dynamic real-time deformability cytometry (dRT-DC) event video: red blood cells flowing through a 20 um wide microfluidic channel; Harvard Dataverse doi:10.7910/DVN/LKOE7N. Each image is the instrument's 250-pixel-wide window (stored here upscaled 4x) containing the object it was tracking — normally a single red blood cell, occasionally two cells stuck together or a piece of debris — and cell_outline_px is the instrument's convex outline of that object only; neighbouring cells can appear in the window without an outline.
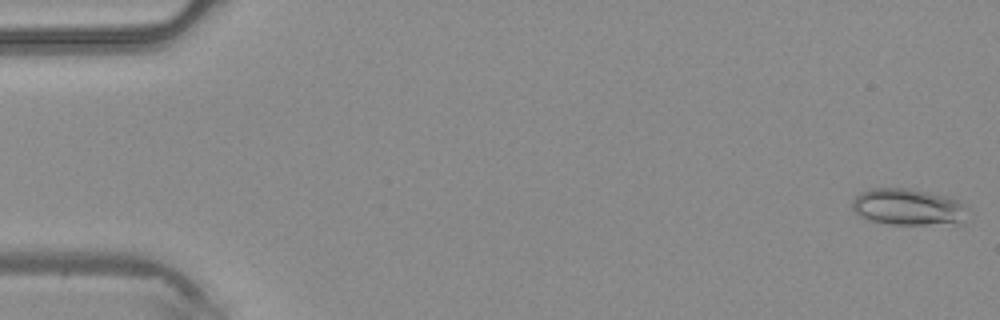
{"species": "common noctule bat (a hibernating species)", "species_latin": "Nyctalus noctula", "temperature_condition": "warm", "stored_images_in_passage": 5, "camera_frame_rate_fps": 3000, "um_per_image_px": 0.085, "animal": {"sex": "male", "body_mass_g": 20.4}, "frame": {"image": 1, "passage_image": 1, "time_ms": 0.0, "image_size_px": [1000, 320], "cell_outline_px": [[968, 208], [964, 224], [888, 224], [872, 220], [860, 216], [852, 208], [852, 200], [860, 192], [872, 188], [904, 188], [948, 196], [956, 200]], "centroid_in_image_um": [77.22, 17.6], "position_along_channel_um": 7.8, "area_um2": 24.62}}